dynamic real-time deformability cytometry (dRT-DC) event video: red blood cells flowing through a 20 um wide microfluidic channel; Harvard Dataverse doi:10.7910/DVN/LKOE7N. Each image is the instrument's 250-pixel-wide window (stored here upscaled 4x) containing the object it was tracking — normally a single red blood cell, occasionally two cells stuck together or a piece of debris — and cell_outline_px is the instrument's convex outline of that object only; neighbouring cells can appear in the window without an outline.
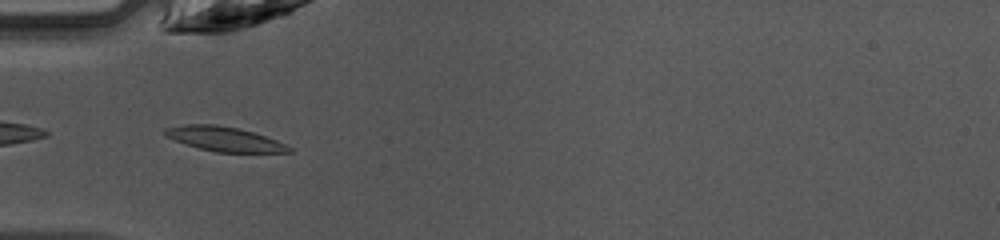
{"species": "common noctule bat (a hibernating species)", "species_latin": "Nyctalus noctula", "temperature_condition": "warm", "stored_images_in_passage": 34, "camera_frame_rate_fps": 3000, "um_per_image_px": 0.085, "animal": {"sex": "female", "body_mass_g": 10.0, "forearm_length_mm": 53.1}, "frame": {"image": 1, "passage_image": 2, "time_ms": 0.333, "image_size_px": [1000, 240], "cell_outline_px": [[292, 152], [216, 152], [200, 148], [164, 136], [164, 128], [184, 124], [216, 124], [236, 128], [252, 132], [276, 140], [292, 148]], "centroid_in_image_um": [19.04, 11.8], "position_along_channel_um": 66.0, "area_um2": 17.4}}
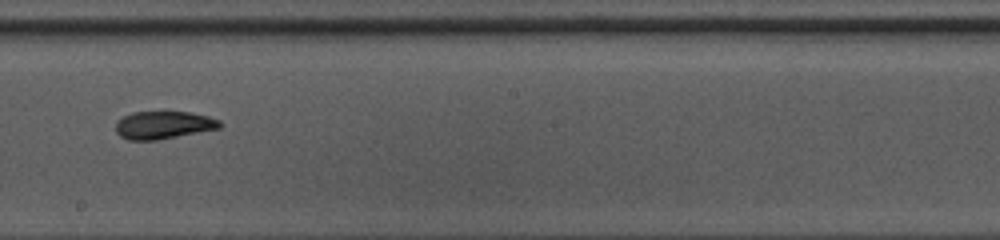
{"frame": {"image": 2, "passage_image": 14, "time_ms": 4.333, "image_size_px": [1000, 240], "cell_outline_px": [[224, 124], [220, 128], [156, 140], [128, 140], [120, 136], [116, 132], [116, 120], [132, 112], [192, 112], [208, 116], [220, 120]], "centroid_in_image_um": [13.9, 10.62], "position_along_channel_um": 234.3, "area_um2": 16.88}}
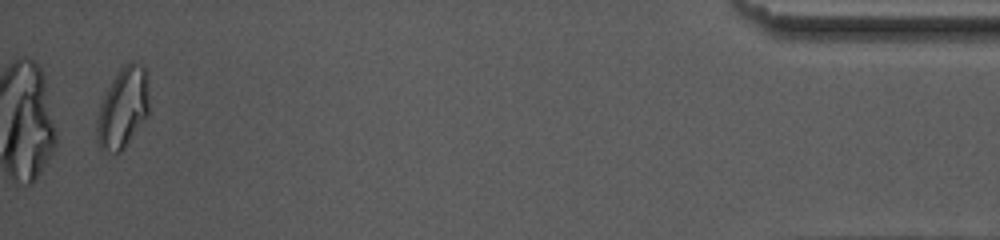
{"frame": {"image": 3, "passage_image": 33, "time_ms": 10.667, "image_size_px": [1000, 240], "cell_outline_px": [[148, 112], [144, 120], [124, 148], [120, 152], [108, 152], [100, 148], [96, 140], [96, 120], [100, 104], [112, 80], [120, 68], [128, 60], [140, 60], [144, 64], [148, 96]], "centroid_in_image_um": [10.43, 9.14], "position_along_channel_um": 424.8, "area_um2": 24.57}, "authors_computed_cell_mechanics": {"area_um2": 17.6868, "velocity_mm_per_s": 4.2201, "shape_relaxation_time_tau1_ms": 3.7947, "shape_relaxation_time_tau2_ms": 2.7062, "deformation_change_tau1": 0.1273, "deformation_change_tau2": 0.0727}}